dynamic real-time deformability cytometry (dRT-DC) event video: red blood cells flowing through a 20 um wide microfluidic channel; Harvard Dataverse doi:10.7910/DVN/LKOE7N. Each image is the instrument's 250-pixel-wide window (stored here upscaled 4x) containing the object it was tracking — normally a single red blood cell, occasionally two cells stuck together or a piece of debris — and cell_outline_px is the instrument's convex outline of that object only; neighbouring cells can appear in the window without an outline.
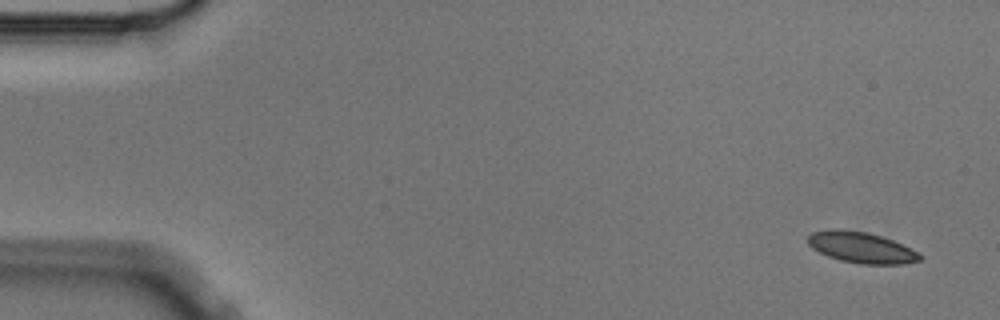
{"species": "Egyptian fruit bat (a non-hibernating species)", "species_latin": "Rousettus aegyptiacus", "temperature_condition": "cold", "stored_images_in_passage": 4, "camera_frame_rate_fps": 3000, "um_per_image_px": 0.085, "animal": {"sex": "male"}, "frame": {"image": 1, "passage_image": 1, "time_ms": 0.0, "image_size_px": [1000, 320], "cell_outline_px": [[924, 256], [920, 260], [904, 264], [860, 264], [840, 260], [828, 256], [812, 248], [808, 244], [808, 236], [812, 232], [832, 228], [836, 228], [868, 232], [892, 240]], "centroid_in_image_um": [73.17, 21.03], "position_along_channel_um": 11.8, "area_um2": 20.11}}